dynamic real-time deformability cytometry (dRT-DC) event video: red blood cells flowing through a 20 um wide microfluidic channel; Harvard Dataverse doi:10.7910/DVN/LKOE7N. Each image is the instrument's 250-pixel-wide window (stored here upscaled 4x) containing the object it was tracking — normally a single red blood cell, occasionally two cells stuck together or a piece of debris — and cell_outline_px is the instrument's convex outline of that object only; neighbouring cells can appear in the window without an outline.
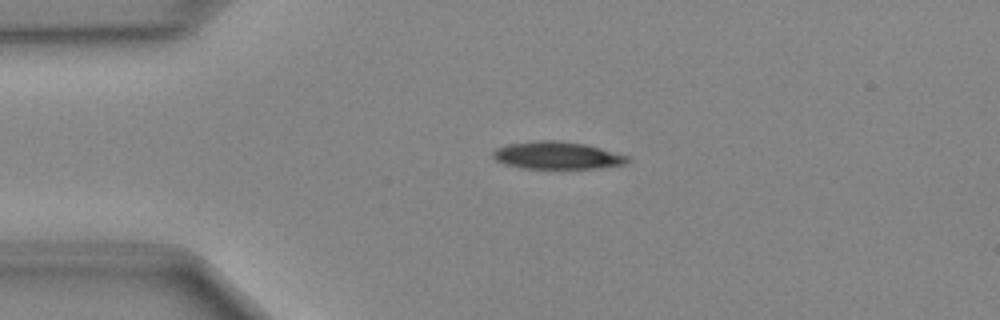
{"species": "Egyptian fruit bat (a non-hibernating species)", "species_latin": "Rousettus aegyptiacus", "temperature_condition": "cold", "stored_images_in_passage": 39, "camera_frame_rate_fps": 3000, "um_per_image_px": 0.085, "animal": {"sex": "female"}, "frame": {"image": 1, "passage_image": 1, "time_ms": 0.0, "image_size_px": [1000, 320], "cell_outline_px": [[628, 160], [624, 164], [600, 168], [524, 168], [504, 164], [496, 160], [492, 156], [492, 152], [496, 148], [508, 144], [540, 140], [560, 140], [584, 144], [600, 148], [628, 156]], "centroid_in_image_um": [47.32, 13.2], "position_along_channel_um": 37.7, "area_um2": 21.33}}
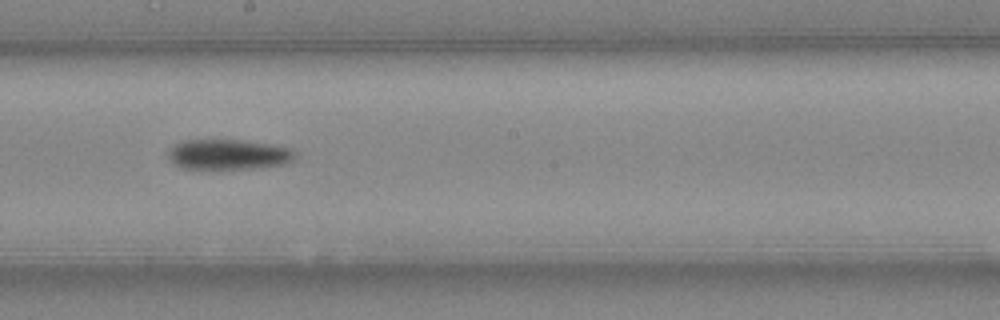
{"frame": {"image": 2, "passage_image": 17, "time_ms": 5.333, "image_size_px": [1000, 320], "cell_outline_px": [[296, 156], [288, 164], [256, 168], [180, 168], [172, 164], [168, 156], [168, 152], [176, 144], [184, 140], [240, 140], [268, 144], [292, 148], [296, 152]], "centroid_in_image_um": [19.44, 13.13], "position_along_channel_um": 228.8, "area_um2": 22.31}}
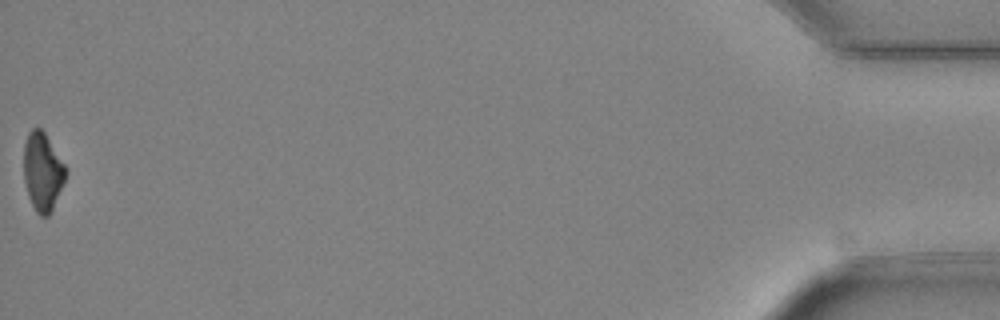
{"frame": {"image": 3, "passage_image": 39, "time_ms": 12.667, "image_size_px": [1000, 320], "cell_outline_px": [[68, 172], [52, 208], [48, 216], [40, 216], [36, 212], [28, 196], [24, 180], [24, 144], [28, 132], [32, 128], [40, 128], [44, 132], [64, 164]], "centroid_in_image_um": [3.6, 14.58], "position_along_channel_um": 431.6, "area_um2": 18.84}}